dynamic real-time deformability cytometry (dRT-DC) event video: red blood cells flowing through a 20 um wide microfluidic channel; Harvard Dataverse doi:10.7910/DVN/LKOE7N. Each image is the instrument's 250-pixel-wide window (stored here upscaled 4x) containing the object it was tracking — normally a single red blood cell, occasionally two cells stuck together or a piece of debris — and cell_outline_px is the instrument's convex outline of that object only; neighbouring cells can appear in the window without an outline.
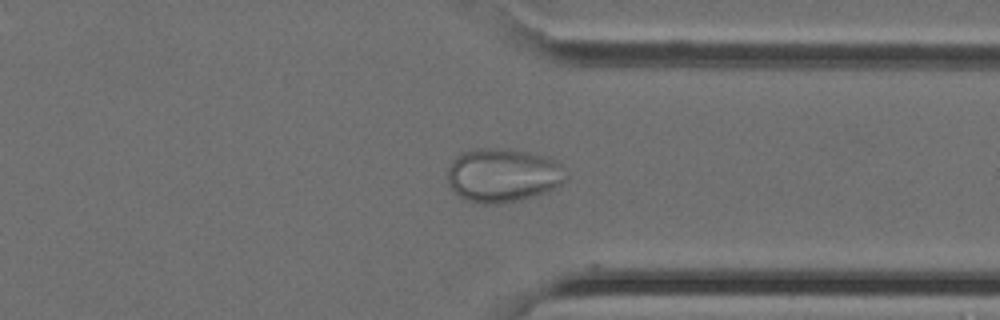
{"species": "Egyptian fruit bat (a non-hibernating species)", "species_latin": "Rousettus aegyptiacus", "temperature_condition": "cold", "stored_images_in_passage": 30, "camera_frame_rate_fps": 3000, "um_per_image_px": 0.085, "animal": {"sex": "female"}, "frame": {"image": 1, "passage_image": 29, "time_ms": 9.333, "image_size_px": [1000, 320], "cell_outline_px": [[564, 180], [556, 188], [548, 192], [516, 200], [496, 204], [480, 204], [464, 200], [452, 192], [448, 184], [448, 168], [452, 160], [460, 152], [472, 148], [508, 148], [528, 152], [544, 156], [556, 160], [560, 164]], "centroid_in_image_um": [42.66, 14.89], "position_along_channel_um": 368.7, "area_um2": 37.4}}